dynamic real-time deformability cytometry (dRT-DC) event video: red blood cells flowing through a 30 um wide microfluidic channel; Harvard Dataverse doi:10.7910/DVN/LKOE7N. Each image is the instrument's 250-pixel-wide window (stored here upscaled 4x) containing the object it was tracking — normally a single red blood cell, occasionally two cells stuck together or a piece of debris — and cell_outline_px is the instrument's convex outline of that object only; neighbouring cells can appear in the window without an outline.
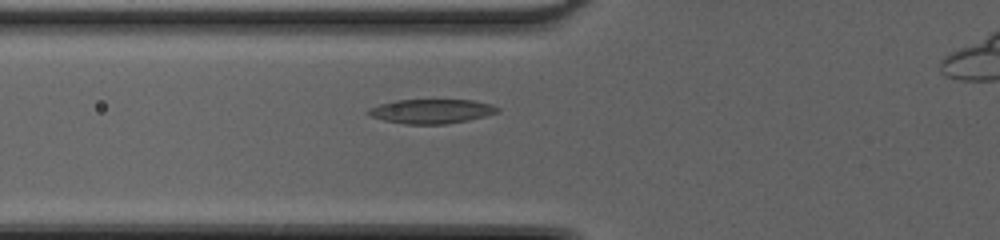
{"species": "common noctule bat (a hibernating species)", "species_latin": "Nyctalus noctula", "temperature_condition": "cold", "stored_images_in_passage": 38, "camera_frame_rate_fps": 3000, "um_per_image_px": 0.085, "animal": {"sex": "female", "body_mass_g": 20.0, "forearm_length_mm": 54.0}, "frame": {"image": 1, "passage_image": 12, "time_ms": 3.667, "image_size_px": [1000, 240], "cell_outline_px": [[500, 112], [468, 120], [448, 124], [404, 124], [384, 120], [368, 116], [364, 112], [368, 108], [380, 104], [396, 100], [472, 100], [492, 104], [500, 108]], "centroid_in_image_um": [36.64, 9.46], "position_along_channel_um": 89.2, "area_um2": 18.5}}
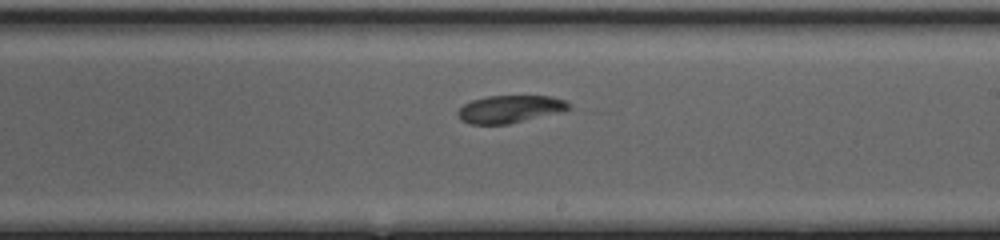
{"frame": {"image": 2, "passage_image": 23, "time_ms": 7.333, "image_size_px": [1000, 240], "cell_outline_px": [[572, 108], [564, 112], [508, 124], [468, 124], [460, 120], [456, 112], [464, 104], [472, 100], [488, 96], [552, 96], [564, 100], [572, 104]], "centroid_in_image_um": [43.38, 9.28], "position_along_channel_um": 245.6, "area_um2": 18.09}}
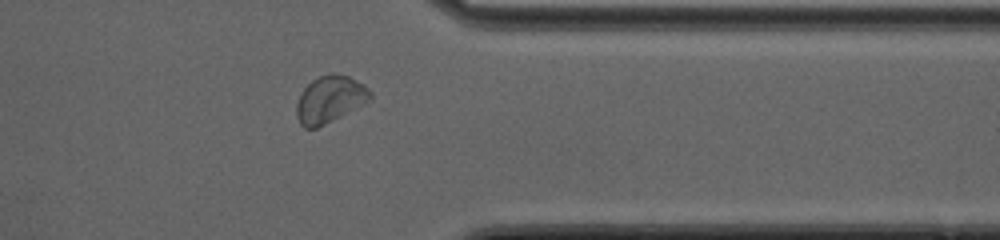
{"frame": {"image": 3, "passage_image": 33, "time_ms": 10.667, "image_size_px": [1000, 240], "cell_outline_px": [[372, 100], [316, 128], [304, 128], [300, 124], [296, 116], [296, 104], [304, 88], [312, 80], [320, 76], [332, 72], [348, 76], [364, 84], [372, 92]], "centroid_in_image_um": [28.05, 8.43], "position_along_channel_um": 383.3, "area_um2": 20.11}}